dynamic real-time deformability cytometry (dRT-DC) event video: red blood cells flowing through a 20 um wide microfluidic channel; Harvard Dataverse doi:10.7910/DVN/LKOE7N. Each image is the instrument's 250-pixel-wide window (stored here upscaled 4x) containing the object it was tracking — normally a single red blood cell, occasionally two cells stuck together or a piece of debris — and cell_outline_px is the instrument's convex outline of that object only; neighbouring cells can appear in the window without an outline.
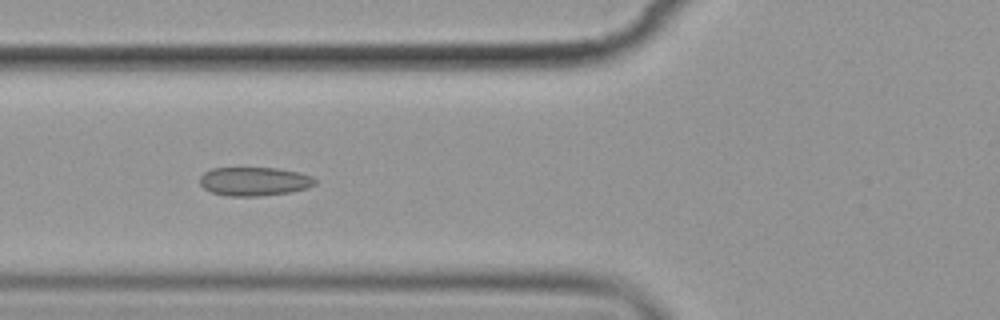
{"species": "common noctule bat (a hibernating species)", "species_latin": "Nyctalus noctula", "temperature_condition": "cold", "stored_images_in_passage": 5, "camera_frame_rate_fps": 3000, "um_per_image_px": 0.085, "animal": {"sex": "female", "body_mass_g": 19.9}, "frame": {"image": 1, "passage_image": 4, "time_ms": 3.667, "image_size_px": [1000, 320], "cell_outline_px": [[316, 184], [308, 188], [292, 192], [256, 196], [228, 196], [212, 192], [204, 188], [200, 184], [200, 176], [204, 172], [212, 168], [276, 168], [300, 172], [312, 176], [316, 180]], "centroid_in_image_um": [21.64, 15.41], "position_along_channel_um": 104.2, "area_um2": 19.36}}
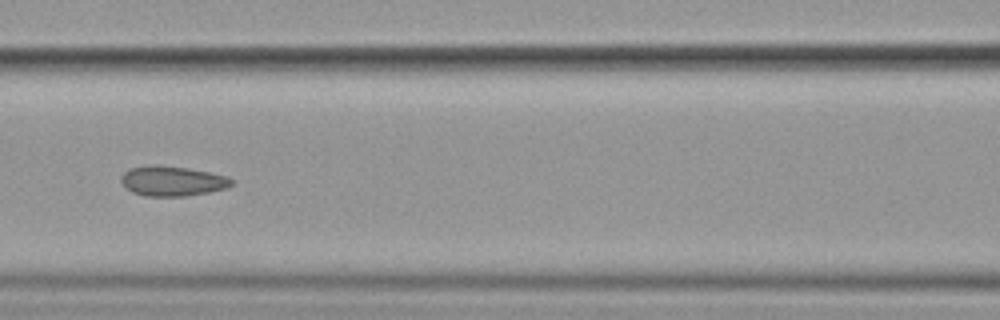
{"frame": {"image": 2, "passage_image": 5, "time_ms": 5.0, "image_size_px": [1000, 320], "cell_outline_px": [[232, 184], [228, 188], [208, 192], [184, 196], [144, 196], [132, 192], [120, 180], [120, 176], [124, 172], [132, 168], [152, 164], [156, 164], [188, 168], [228, 176], [232, 180]], "centroid_in_image_um": [14.65, 15.38], "position_along_channel_um": 152.0, "area_um2": 19.25}}